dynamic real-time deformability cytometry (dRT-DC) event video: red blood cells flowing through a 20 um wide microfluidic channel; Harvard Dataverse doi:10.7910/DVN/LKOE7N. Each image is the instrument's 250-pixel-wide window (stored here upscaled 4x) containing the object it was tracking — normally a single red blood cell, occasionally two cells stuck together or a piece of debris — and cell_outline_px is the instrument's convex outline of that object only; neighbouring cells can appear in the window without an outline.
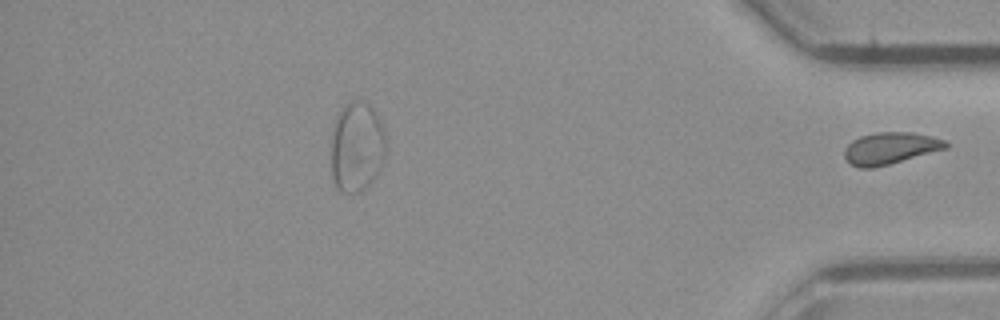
{"species": "common noctule bat (a hibernating species)", "species_latin": "Nyctalus noctula", "temperature_condition": "room temperature", "stored_images_in_passage": 43, "segment_of_instrument_passage": [2, 2], "camera_frame_rate_fps": 3000, "um_per_image_px": 0.085, "animal": {"sex": "male", "body_mass_g": 23.1, "forearm_length_mm": 52.7}, "frame": {"image": 1, "passage_image": 43, "time_ms": 14.0, "image_size_px": [1000, 320], "cell_outline_px": [[948, 148], [888, 164], [872, 168], [860, 168], [848, 164], [844, 156], [844, 148], [852, 140], [860, 136], [876, 132], [912, 132], [932, 136], [944, 140], [948, 144]], "centroid_in_image_um": [75.63, 12.6], "position_along_channel_um": 359.6, "area_um2": 18.84}}